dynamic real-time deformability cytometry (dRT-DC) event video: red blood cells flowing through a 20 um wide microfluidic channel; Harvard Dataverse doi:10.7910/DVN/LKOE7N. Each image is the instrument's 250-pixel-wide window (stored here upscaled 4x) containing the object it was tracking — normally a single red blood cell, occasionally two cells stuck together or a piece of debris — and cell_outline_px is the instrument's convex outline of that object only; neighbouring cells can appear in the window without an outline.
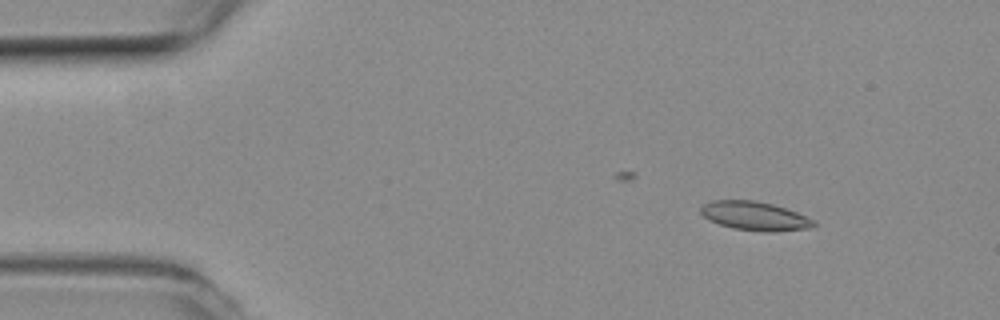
{"species": "common noctule bat (a hibernating species)", "species_latin": "Nyctalus noctula", "temperature_condition": "room temperature", "stored_images_in_passage": 19, "camera_frame_rate_fps": 3000, "um_per_image_px": 0.085, "animal": {"sex": "female", "body_mass_g": 19.3, "forearm_length_mm": 54.1}, "frame": {"image": 1, "passage_image": 6, "time_ms": 1.667, "image_size_px": [1000, 320], "cell_outline_px": [[816, 224], [808, 228], [772, 232], [764, 232], [732, 228], [708, 220], [700, 212], [700, 208], [704, 204], [712, 200], [756, 200], [772, 204], [796, 212], [816, 220]], "centroid_in_image_um": [64.14, 18.36], "position_along_channel_um": 20.9, "area_um2": 18.96}}
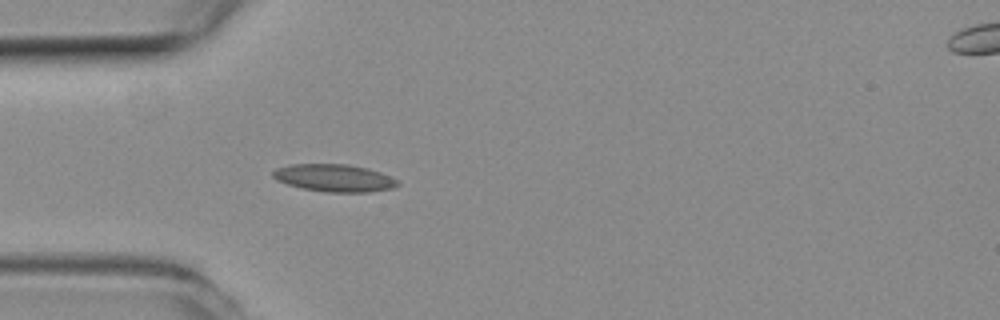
{"frame": {"image": 2, "passage_image": 15, "time_ms": 4.667, "image_size_px": [1000, 320], "cell_outline_px": [[400, 184], [392, 188], [372, 192], [324, 192], [304, 188], [288, 184], [276, 180], [272, 176], [272, 172], [276, 168], [288, 164], [348, 164], [368, 168], [392, 176]], "centroid_in_image_um": [28.42, 15.12], "position_along_channel_um": 56.6, "area_um2": 20.06}}